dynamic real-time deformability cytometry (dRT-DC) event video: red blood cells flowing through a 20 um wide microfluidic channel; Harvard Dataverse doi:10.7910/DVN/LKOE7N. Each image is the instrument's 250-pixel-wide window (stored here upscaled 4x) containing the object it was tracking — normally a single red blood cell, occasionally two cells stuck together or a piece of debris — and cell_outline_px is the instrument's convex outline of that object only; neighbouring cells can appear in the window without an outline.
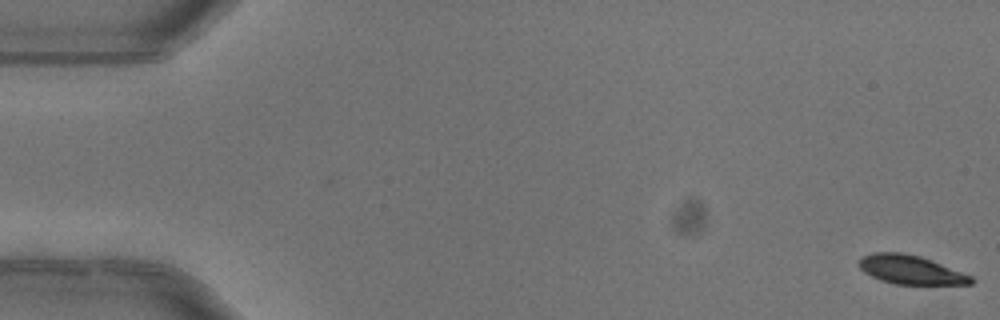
{"species": "common noctule bat (a hibernating species)", "species_latin": "Nyctalus noctula", "temperature_condition": "warm", "stored_images_in_passage": 7, "camera_frame_rate_fps": 3000, "um_per_image_px": 0.085, "animal": {"sex": "female"}, "frame": {"image": 1, "passage_image": 1, "time_ms": 0.0, "image_size_px": [1000, 320], "cell_outline_px": [[976, 280], [972, 284], [896, 284], [880, 280], [864, 272], [860, 268], [860, 256], [872, 252], [904, 252], [920, 256], [932, 260], [972, 276]], "centroid_in_image_um": [77.41, 22.92], "position_along_channel_um": 7.6, "area_um2": 18.9}}
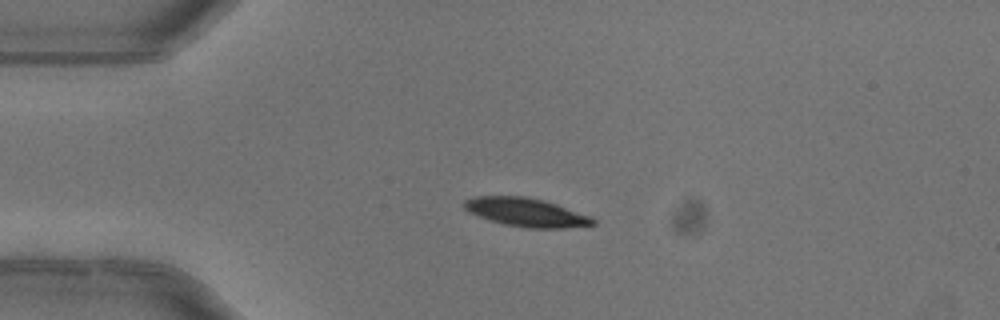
{"frame": {"image": 2, "passage_image": 4, "time_ms": 1.0, "image_size_px": [1000, 320], "cell_outline_px": [[596, 224], [564, 228], [528, 228], [504, 224], [468, 212], [464, 208], [464, 200], [476, 196], [528, 196], [544, 200], [592, 216], [596, 220]], "centroid_in_image_um": [44.75, 18.04], "position_along_channel_um": 40.2, "area_um2": 21.39}}